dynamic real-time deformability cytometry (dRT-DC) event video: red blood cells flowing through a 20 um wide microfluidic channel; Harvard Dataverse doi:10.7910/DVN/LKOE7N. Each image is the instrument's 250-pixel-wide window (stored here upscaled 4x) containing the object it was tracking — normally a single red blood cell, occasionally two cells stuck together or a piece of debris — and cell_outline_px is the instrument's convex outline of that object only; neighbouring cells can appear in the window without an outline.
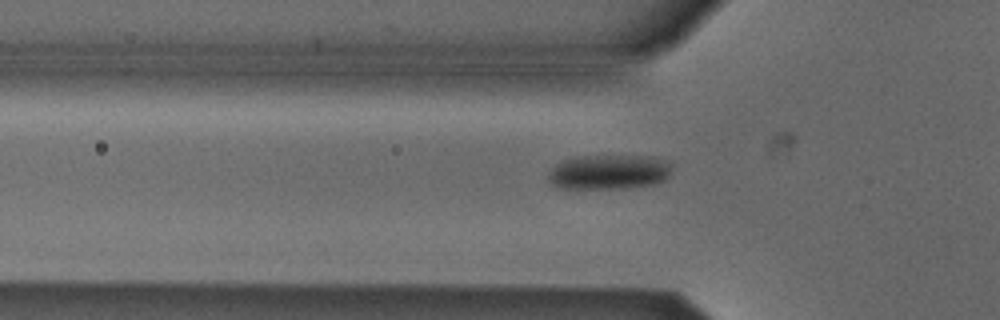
{"species": "Egyptian fruit bat (a non-hibernating species)", "species_latin": "Rousettus aegyptiacus", "temperature_condition": "cold", "stored_images_in_passage": 28, "camera_frame_rate_fps": 3000, "um_per_image_px": 0.085, "animal": {"sex": "male"}, "frame": {"image": 1, "passage_image": 6, "time_ms": 1.667, "image_size_px": [1000, 320], "cell_outline_px": [[676, 164], [668, 176], [664, 180], [656, 184], [624, 188], [560, 188], [552, 184], [548, 180], [548, 176], [552, 168], [556, 164], [564, 160], [580, 156], [652, 156], [672, 160]], "centroid_in_image_um": [51.87, 14.61], "position_along_channel_um": 73.9, "area_um2": 25.37}}
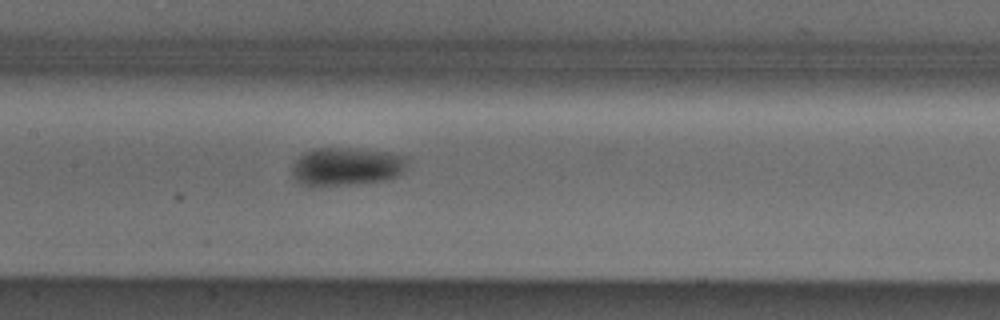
{"frame": {"image": 2, "passage_image": 14, "time_ms": 4.333, "image_size_px": [1000, 320], "cell_outline_px": [[408, 160], [404, 168], [396, 176], [384, 180], [360, 184], [316, 188], [312, 188], [300, 184], [292, 180], [292, 164], [304, 152], [312, 148], [348, 148], [388, 152], [408, 156]], "centroid_in_image_um": [29.36, 14.19], "position_along_channel_um": 178.0, "area_um2": 26.41}}
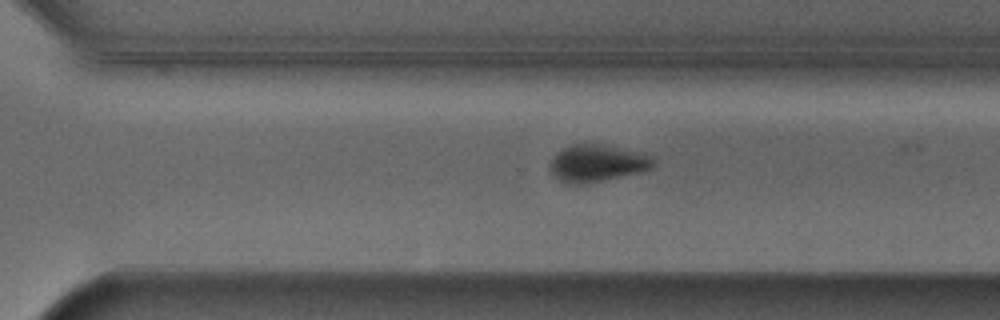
{"frame": {"image": 3, "passage_image": 25, "time_ms": 8.0, "image_size_px": [1000, 320], "cell_outline_px": [[656, 164], [652, 168], [640, 172], [580, 184], [568, 184], [560, 180], [548, 168], [548, 164], [552, 156], [556, 152], [564, 148], [576, 144], [596, 144], [644, 152], [656, 156]], "centroid_in_image_um": [50.79, 13.86], "position_along_channel_um": 319.8, "area_um2": 22.37}}